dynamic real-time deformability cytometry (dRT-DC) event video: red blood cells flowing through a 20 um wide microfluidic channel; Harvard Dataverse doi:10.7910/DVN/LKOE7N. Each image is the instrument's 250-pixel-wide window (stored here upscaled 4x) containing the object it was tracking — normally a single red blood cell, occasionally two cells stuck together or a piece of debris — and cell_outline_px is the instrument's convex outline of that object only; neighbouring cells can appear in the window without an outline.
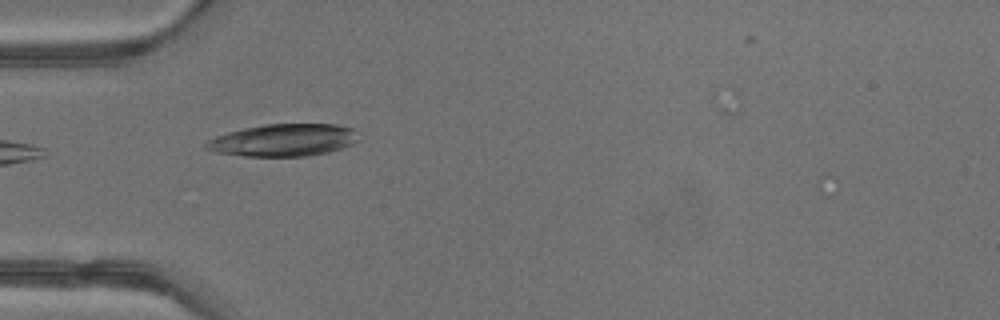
{"species": "common noctule bat (a hibernating species)", "species_latin": "Nyctalus noctula", "temperature_condition": "warm", "stored_images_in_passage": 11, "camera_frame_rate_fps": 3000, "um_per_image_px": 0.085, "animal": {"sex": "male", "body_mass_g": 13.3}, "frame": {"image": 1, "passage_image": 1, "time_ms": 0.0, "image_size_px": [1000, 320], "cell_outline_px": [[356, 140], [352, 144], [328, 152], [304, 156], [244, 156], [216, 152], [204, 148], [204, 144], [208, 140], [216, 136], [228, 132], [244, 128], [264, 124], [336, 124], [352, 128]], "centroid_in_image_um": [24.03, 11.91], "position_along_channel_um": 61.0, "area_um2": 28.38}}
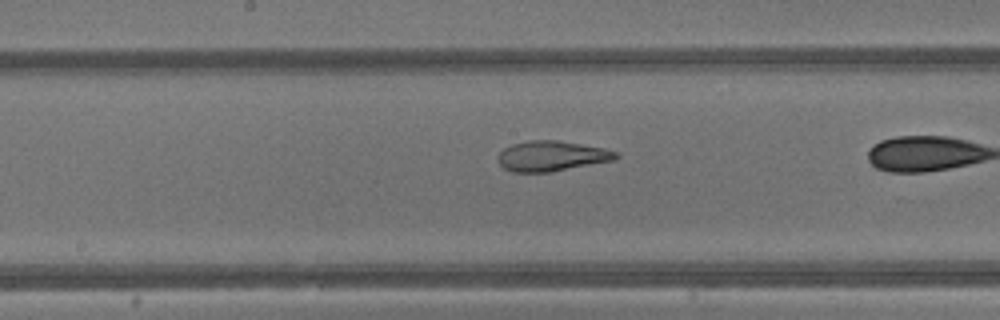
{"frame": {"image": 2, "passage_image": 8, "time_ms": 2.333, "image_size_px": [1000, 320], "cell_outline_px": [[620, 156], [616, 160], [552, 172], [512, 172], [504, 168], [496, 160], [496, 156], [504, 148], [512, 144], [528, 140], [556, 140], [604, 148], [620, 152]], "centroid_in_image_um": [46.91, 13.27], "position_along_channel_um": 201.3, "area_um2": 21.1}}